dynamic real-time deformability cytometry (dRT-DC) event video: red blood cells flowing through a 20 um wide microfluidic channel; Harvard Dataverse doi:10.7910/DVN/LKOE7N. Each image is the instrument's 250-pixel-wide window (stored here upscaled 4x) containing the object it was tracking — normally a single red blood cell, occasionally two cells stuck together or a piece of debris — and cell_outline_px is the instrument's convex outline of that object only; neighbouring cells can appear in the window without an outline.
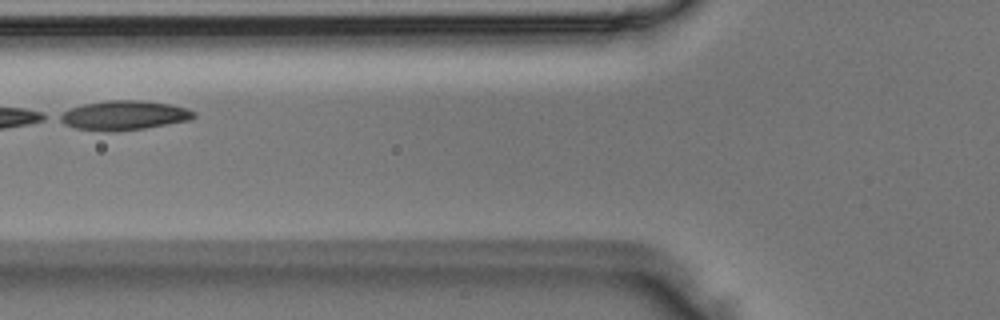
{"species": "Egyptian fruit bat (a non-hibernating species)", "species_latin": "Rousettus aegyptiacus", "temperature_condition": "room temperature", "stored_images_in_passage": 4, "camera_frame_rate_fps": 3000, "um_per_image_px": 0.085, "animal": {"sex": "male"}, "frame": {"image": 1, "passage_image": 3, "time_ms": 0.667, "image_size_px": [1000, 320], "cell_outline_px": [[196, 116], [188, 120], [144, 128], [116, 132], [108, 132], [76, 128], [64, 124], [56, 120], [56, 116], [72, 108], [84, 104], [108, 100], [144, 100], [172, 104], [188, 108], [196, 112]], "centroid_in_image_um": [10.53, 9.8], "position_along_channel_um": 115.3, "area_um2": 23.12}}